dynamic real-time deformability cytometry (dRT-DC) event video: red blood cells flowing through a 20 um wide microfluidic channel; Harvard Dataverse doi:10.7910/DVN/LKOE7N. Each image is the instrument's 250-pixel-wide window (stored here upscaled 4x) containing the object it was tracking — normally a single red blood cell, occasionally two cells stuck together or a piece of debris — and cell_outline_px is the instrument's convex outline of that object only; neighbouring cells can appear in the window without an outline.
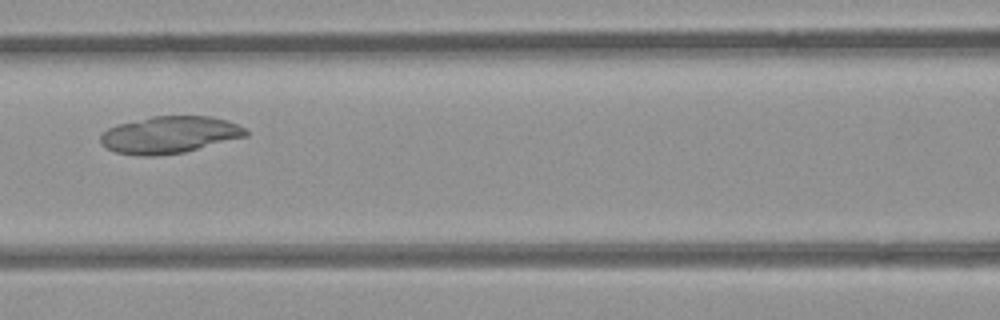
{"species": "common noctule bat (a hibernating species)", "species_latin": "Nyctalus noctula", "temperature_condition": "room temperature", "stored_images_in_passage": 7, "camera_frame_rate_fps": 3000, "um_per_image_px": 0.085, "animal": {"sex": "female", "body_mass_g": 21.9}, "frame": {"image": 1, "passage_image": 7, "time_ms": 8.0, "image_size_px": [1000, 320], "cell_outline_px": [[248, 136], [184, 152], [152, 156], [140, 156], [116, 152], [108, 148], [100, 140], [100, 136], [108, 128], [120, 124], [152, 116], [212, 116], [236, 124], [244, 128], [248, 132]], "centroid_in_image_um": [14.43, 11.46], "position_along_channel_um": 152.2, "area_um2": 30.98}}